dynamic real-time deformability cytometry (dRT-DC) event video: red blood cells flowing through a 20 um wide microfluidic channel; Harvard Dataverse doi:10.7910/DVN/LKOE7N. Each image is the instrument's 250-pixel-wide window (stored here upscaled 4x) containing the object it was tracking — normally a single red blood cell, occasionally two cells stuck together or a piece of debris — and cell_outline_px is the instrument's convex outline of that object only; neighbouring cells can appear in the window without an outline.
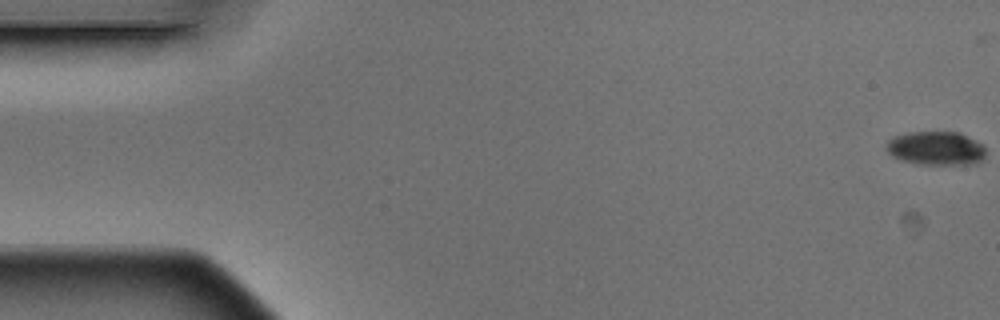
{"species": "Egyptian fruit bat (a non-hibernating species)", "species_latin": "Rousettus aegyptiacus", "temperature_condition": "warm", "stored_images_in_passage": 13, "camera_frame_rate_fps": 3000, "um_per_image_px": 0.085, "animal": {"sex": "male"}, "frame": {"image": 1, "passage_image": 1, "time_ms": 0.0, "image_size_px": [1000, 320], "cell_outline_px": [[984, 156], [976, 164], [916, 164], [892, 156], [884, 148], [888, 140], [892, 136], [908, 132], [960, 132], [984, 144]], "centroid_in_image_um": [79.54, 12.59], "position_along_channel_um": 5.5, "area_um2": 19.71}}
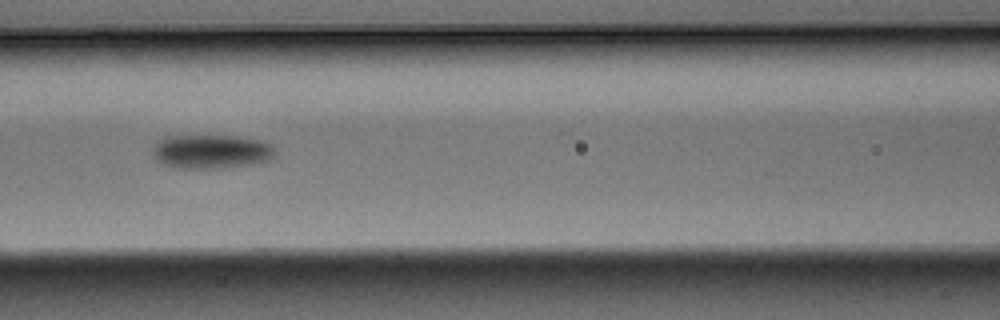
{"frame": {"image": 2, "passage_image": 7, "time_ms": 2.0, "image_size_px": [1000, 320], "cell_outline_px": [[276, 152], [268, 160], [260, 164], [224, 168], [176, 168], [164, 164], [156, 160], [152, 156], [152, 148], [164, 136], [236, 136], [264, 140], [272, 144]], "centroid_in_image_um": [17.99, 12.89], "position_along_channel_um": 148.6, "area_um2": 24.68}}
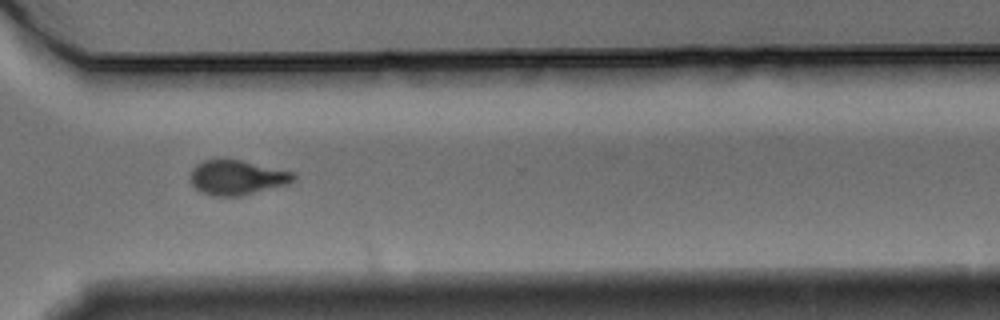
{"frame": {"image": 3, "passage_image": 12, "time_ms": 3.667, "image_size_px": [1000, 320], "cell_outline_px": [[296, 176], [288, 184], [240, 196], [212, 196], [200, 192], [192, 184], [192, 168], [196, 164], [204, 160], [240, 160], [292, 172]], "centroid_in_image_um": [20.12, 15.1], "position_along_channel_um": 350.5, "area_um2": 20.46}}